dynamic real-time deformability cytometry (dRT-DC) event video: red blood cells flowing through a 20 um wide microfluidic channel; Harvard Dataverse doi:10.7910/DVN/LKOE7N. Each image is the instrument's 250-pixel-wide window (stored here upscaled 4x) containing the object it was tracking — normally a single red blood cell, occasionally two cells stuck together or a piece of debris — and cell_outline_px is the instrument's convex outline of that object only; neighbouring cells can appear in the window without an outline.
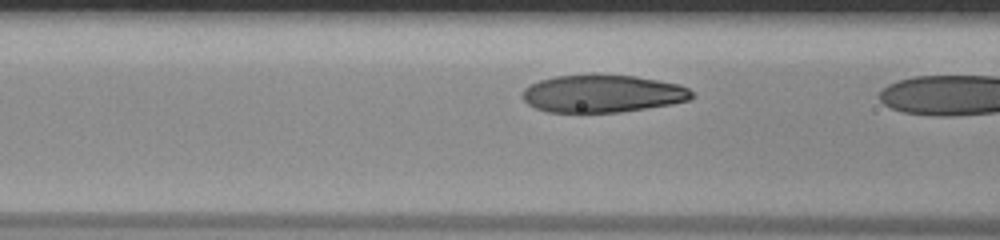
{"species": "human", "species_latin": "Homo sapiens", "temperature_condition": "room temperature", "stored_images_in_passage": 8, "camera_frame_rate_fps": 3000, "um_per_image_px": 0.085, "donor": {"sex": "male"}, "frame": {"image": 1, "passage_image": 7, "time_ms": 2.0, "image_size_px": [1000, 240], "cell_outline_px": [[696, 96], [688, 100], [672, 104], [620, 112], [548, 112], [536, 108], [528, 104], [524, 100], [524, 88], [540, 80], [556, 76], [592, 72], [636, 76], [680, 84], [688, 88]], "centroid_in_image_um": [51.24, 7.93], "position_along_channel_um": 115.4, "area_um2": 37.69}}